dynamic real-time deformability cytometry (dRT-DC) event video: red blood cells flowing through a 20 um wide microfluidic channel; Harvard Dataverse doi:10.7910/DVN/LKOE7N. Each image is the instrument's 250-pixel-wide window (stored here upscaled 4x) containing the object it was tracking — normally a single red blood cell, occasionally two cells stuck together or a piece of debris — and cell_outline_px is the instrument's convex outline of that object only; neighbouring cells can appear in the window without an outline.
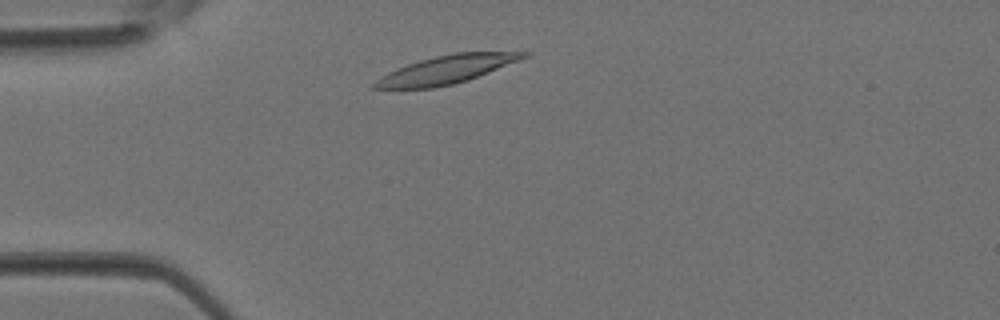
{"species": "Egyptian fruit bat (a non-hibernating species)", "species_latin": "Rousettus aegyptiacus", "temperature_condition": "room temperature", "stored_images_in_passage": 1, "camera_frame_rate_fps": 3000, "um_per_image_px": 0.085, "animal": {"sex": "female"}, "frame": {"image": 1, "passage_image": 1, "time_ms": 0.0, "image_size_px": [1000, 320], "cell_outline_px": [[532, 52], [528, 56], [468, 80], [452, 84], [432, 88], [372, 88], [372, 84], [380, 76], [388, 72], [408, 64], [420, 60], [436, 56], [456, 52]], "centroid_in_image_um": [37.92, 5.91], "position_along_channel_um": 47.1, "area_um2": 23.93}}